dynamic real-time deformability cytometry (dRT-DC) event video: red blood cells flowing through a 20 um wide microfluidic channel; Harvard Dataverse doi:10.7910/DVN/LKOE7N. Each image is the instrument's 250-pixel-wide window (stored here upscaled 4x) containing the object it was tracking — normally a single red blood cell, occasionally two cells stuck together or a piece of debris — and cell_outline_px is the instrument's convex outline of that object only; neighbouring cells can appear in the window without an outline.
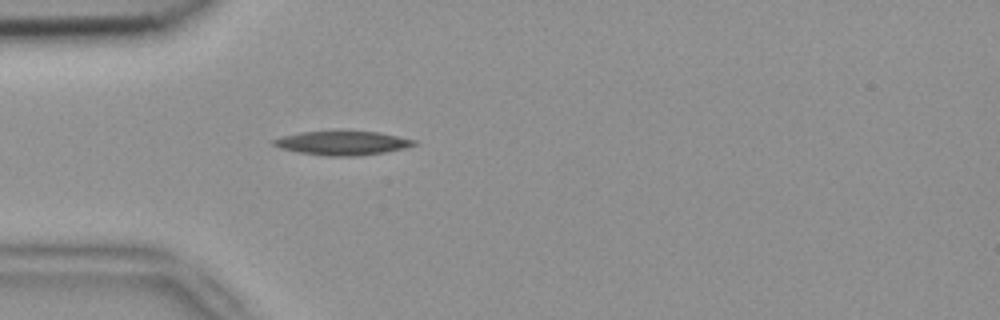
{"species": "common noctule bat (a hibernating species)", "species_latin": "Nyctalus noctula", "temperature_condition": "room temperature", "stored_images_in_passage": 2, "camera_frame_rate_fps": 3000, "um_per_image_px": 0.085, "animal": {"sex": "female", "body_mass_g": 18.4}, "frame": {"image": 1, "passage_image": 2, "time_ms": 0.333, "image_size_px": [1000, 320], "cell_outline_px": [[416, 144], [404, 148], [384, 152], [356, 156], [328, 156], [296, 152], [280, 148], [272, 144], [272, 140], [284, 136], [300, 132], [380, 132], [416, 140]], "centroid_in_image_um": [29.09, 12.17], "position_along_channel_um": 55.9, "area_um2": 19.31}}